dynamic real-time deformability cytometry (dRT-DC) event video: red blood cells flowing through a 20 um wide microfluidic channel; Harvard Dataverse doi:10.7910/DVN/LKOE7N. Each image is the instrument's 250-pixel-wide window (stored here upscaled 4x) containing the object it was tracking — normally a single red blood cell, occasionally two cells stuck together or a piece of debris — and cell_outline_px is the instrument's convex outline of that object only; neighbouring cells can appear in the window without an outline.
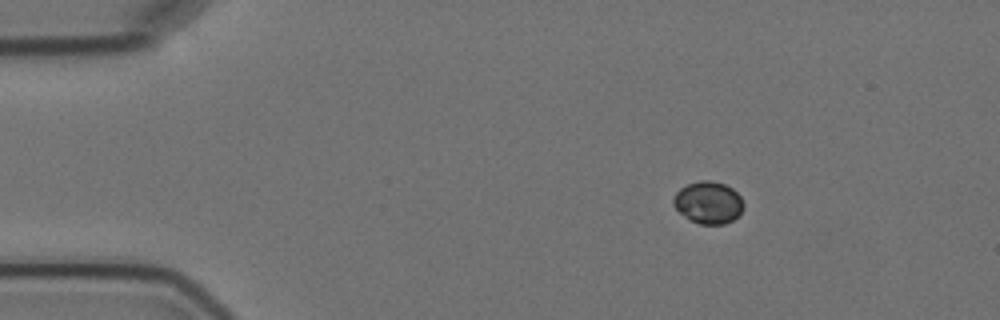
{"species": "Egyptian fruit bat (a non-hibernating species)", "species_latin": "Rousettus aegyptiacus", "temperature_condition": "cold", "stored_images_in_passage": 4, "camera_frame_rate_fps": 3000, "um_per_image_px": 0.085, "animal": {"sex": "female"}, "frame": {"image": 1, "passage_image": 1, "time_ms": 0.0, "image_size_px": [1000, 320], "cell_outline_px": [[744, 208], [732, 220], [724, 224], [700, 224], [684, 216], [672, 204], [672, 200], [676, 192], [680, 188], [688, 184], [700, 180], [708, 180], [724, 184], [732, 188], [740, 196], [744, 204]], "centroid_in_image_um": [60.2, 17.21], "position_along_channel_um": 24.8, "area_um2": 17.11}}
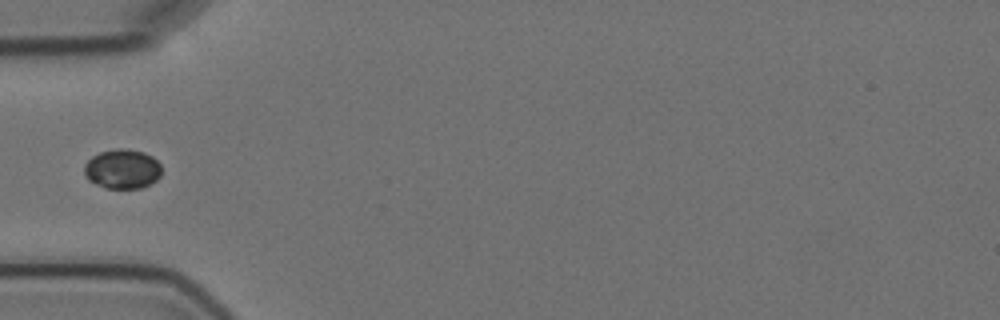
{"frame": {"image": 2, "passage_image": 4, "time_ms": 3.333, "image_size_px": [1000, 320], "cell_outline_px": [[160, 176], [156, 180], [140, 188], [104, 188], [88, 180], [84, 172], [84, 164], [92, 156], [100, 152], [116, 148], [120, 148], [144, 152], [152, 156], [160, 164]], "centroid_in_image_um": [10.38, 14.36], "position_along_channel_um": 74.6, "area_um2": 17.74}}